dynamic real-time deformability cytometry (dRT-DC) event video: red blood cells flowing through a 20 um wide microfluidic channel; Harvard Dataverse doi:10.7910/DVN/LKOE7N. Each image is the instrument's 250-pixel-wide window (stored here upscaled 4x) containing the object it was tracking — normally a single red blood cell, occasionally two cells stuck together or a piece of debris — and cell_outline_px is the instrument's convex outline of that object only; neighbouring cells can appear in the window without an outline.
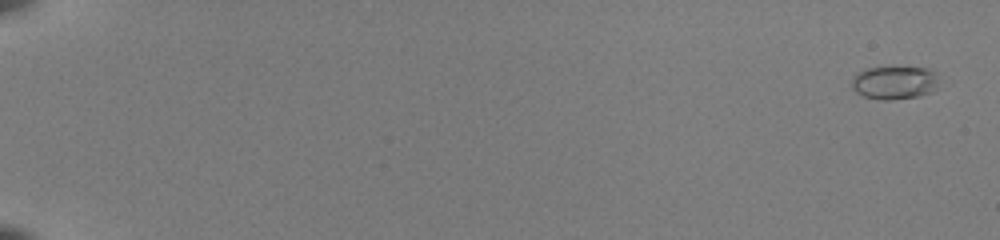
{"species": "common noctule bat (a hibernating species)", "species_latin": "Nyctalus noctula", "temperature_condition": "room temperature", "stored_images_in_passage": 53, "camera_frame_rate_fps": 3000, "um_per_image_px": 0.085, "animal": {"sex": "female", "body_mass_g": 22.0, "forearm_length_mm": 56.7}, "frame": {"image": 1, "passage_image": 1, "time_ms": 0.0, "image_size_px": [1000, 240], "cell_outline_px": [[936, 88], [920, 96], [888, 100], [880, 100], [864, 96], [856, 92], [852, 88], [852, 80], [864, 68], [892, 64], [928, 68], [936, 72]], "centroid_in_image_um": [76.02, 6.96], "position_along_channel_um": 9.0, "area_um2": 17.46}}
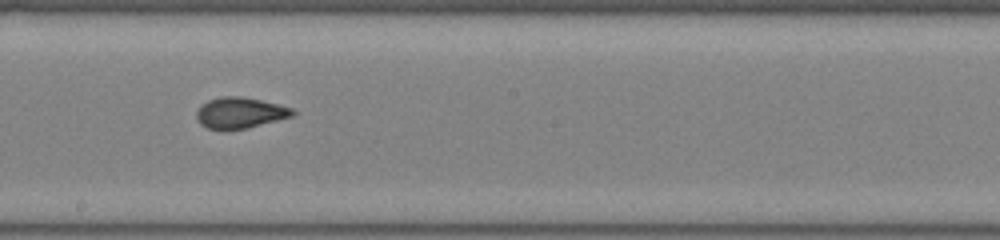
{"frame": {"image": 2, "passage_image": 33, "time_ms": 10.667, "image_size_px": [1000, 240], "cell_outline_px": [[296, 112], [292, 116], [248, 128], [208, 128], [200, 124], [196, 120], [196, 112], [200, 104], [208, 100], [220, 96], [244, 96], [292, 108]], "centroid_in_image_um": [20.36, 9.56], "position_along_channel_um": 227.8, "area_um2": 17.17}}
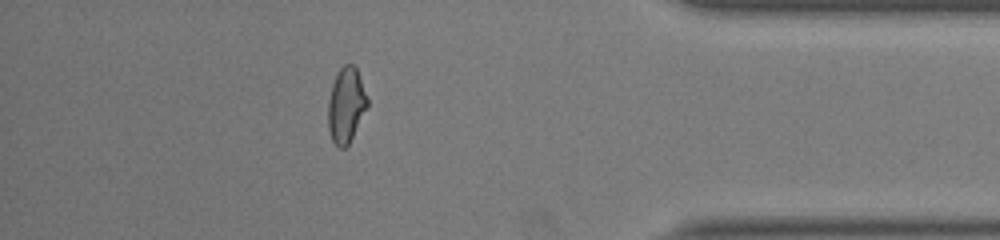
{"frame": {"image": 3, "passage_image": 48, "time_ms": 15.667, "image_size_px": [1000, 240], "cell_outline_px": [[368, 108], [348, 144], [344, 148], [340, 148], [332, 140], [328, 128], [328, 100], [332, 84], [336, 72], [344, 64], [352, 64], [356, 68], [368, 100]], "centroid_in_image_um": [29.41, 8.93], "position_along_channel_um": 405.8, "area_um2": 17.17}}